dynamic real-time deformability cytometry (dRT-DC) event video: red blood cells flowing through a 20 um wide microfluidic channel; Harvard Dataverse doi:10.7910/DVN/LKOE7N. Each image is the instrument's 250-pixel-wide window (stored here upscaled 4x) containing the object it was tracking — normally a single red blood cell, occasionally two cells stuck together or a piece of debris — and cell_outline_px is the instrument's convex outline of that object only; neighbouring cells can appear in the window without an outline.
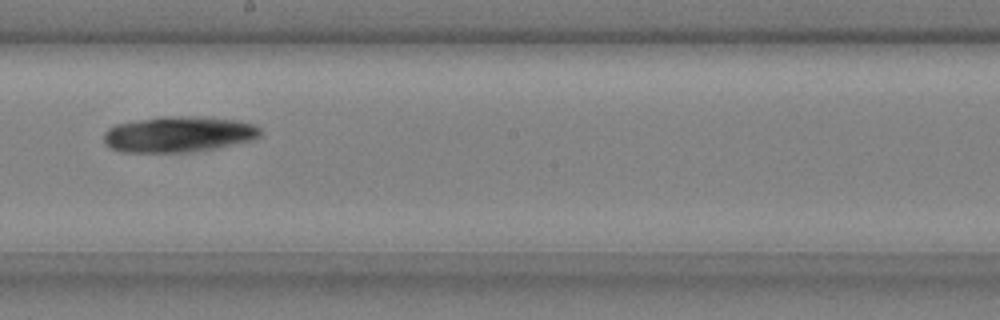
{"species": "common noctule bat (a hibernating species)", "species_latin": "Nyctalus noctula", "temperature_condition": "cold", "stored_images_in_passage": 5, "camera_frame_rate_fps": 3000, "um_per_image_px": 0.085, "animal": {"sex": "male", "body_mass_g": 20.4}, "frame": {"image": 1, "passage_image": 5, "time_ms": 1.333, "image_size_px": [1000, 320], "cell_outline_px": [[260, 136], [252, 140], [216, 148], [192, 152], [120, 152], [104, 144], [104, 132], [108, 128], [116, 124], [164, 116], [200, 116], [240, 120], [256, 124], [260, 128]], "centroid_in_image_um": [15.2, 11.41], "position_along_channel_um": 233.0, "area_um2": 32.95}}